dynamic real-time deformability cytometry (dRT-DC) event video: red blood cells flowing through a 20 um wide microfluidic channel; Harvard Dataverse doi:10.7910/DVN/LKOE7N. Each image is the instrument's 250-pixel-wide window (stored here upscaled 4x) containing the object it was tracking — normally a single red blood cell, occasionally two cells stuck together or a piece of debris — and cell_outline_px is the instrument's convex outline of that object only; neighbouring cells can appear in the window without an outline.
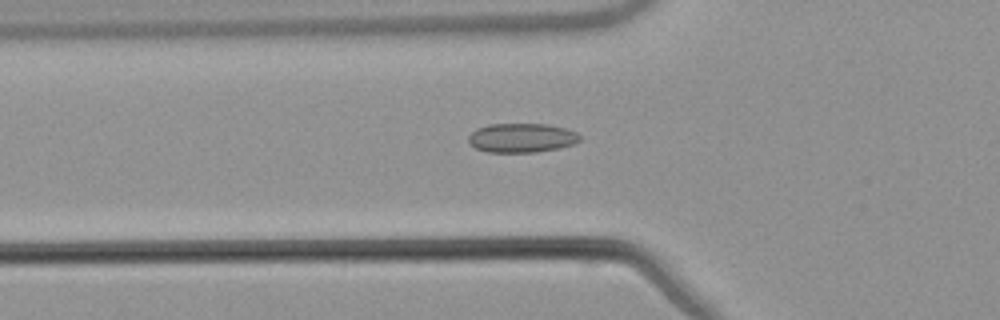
{"species": "common noctule bat (a hibernating species)", "species_latin": "Nyctalus noctula", "temperature_condition": "warm", "stored_images_in_passage": 54, "camera_frame_rate_fps": 3000, "um_per_image_px": 0.085, "animal": {"sex": "male", "body_mass_g": 21.5, "forearm_length_mm": 52.0}, "frame": {"image": 1, "passage_image": 19, "time_ms": 6.0, "image_size_px": [1000, 320], "cell_outline_px": [[580, 140], [572, 144], [560, 148], [536, 152], [488, 152], [476, 148], [468, 140], [468, 136], [476, 128], [488, 124], [548, 124], [564, 128], [576, 132], [580, 136]], "centroid_in_image_um": [44.33, 11.71], "position_along_channel_um": 81.5, "area_um2": 18.9}}
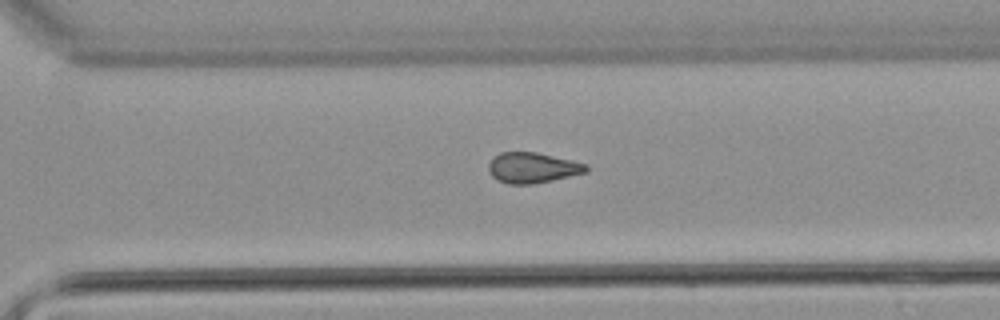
{"frame": {"image": 2, "passage_image": 38, "time_ms": 12.333, "image_size_px": [1000, 320], "cell_outline_px": [[588, 172], [552, 180], [532, 184], [508, 184], [496, 180], [492, 176], [488, 168], [488, 164], [492, 156], [500, 152], [536, 152], [572, 160], [588, 164]], "centroid_in_image_um": [45.25, 14.25], "position_along_channel_um": 325.4, "area_um2": 17.51}}
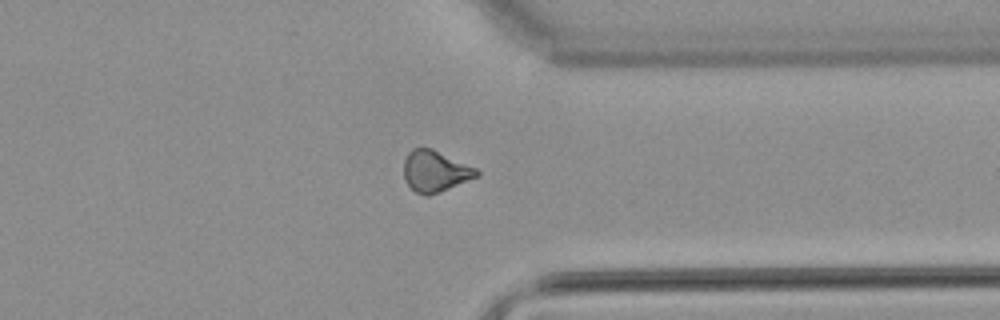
{"frame": {"image": 3, "passage_image": 42, "time_ms": 13.667, "image_size_px": [1000, 320], "cell_outline_px": [[480, 176], [440, 192], [428, 196], [424, 196], [416, 192], [404, 180], [404, 160], [408, 152], [412, 148], [432, 148], [476, 168], [480, 172]], "centroid_in_image_um": [36.99, 14.56], "position_along_channel_um": 374.4, "area_um2": 17.63}, "authors_computed_cell_mechanics": {"area_um2": 17.9758, "velocity_mm_per_s": 3.8459, "shape_relaxation_time_tau1_ms": null, "shape_relaxation_time_tau2_ms": 3.482, "deformation_change_tau1": null, "deformation_change_tau2": 0.0902}}